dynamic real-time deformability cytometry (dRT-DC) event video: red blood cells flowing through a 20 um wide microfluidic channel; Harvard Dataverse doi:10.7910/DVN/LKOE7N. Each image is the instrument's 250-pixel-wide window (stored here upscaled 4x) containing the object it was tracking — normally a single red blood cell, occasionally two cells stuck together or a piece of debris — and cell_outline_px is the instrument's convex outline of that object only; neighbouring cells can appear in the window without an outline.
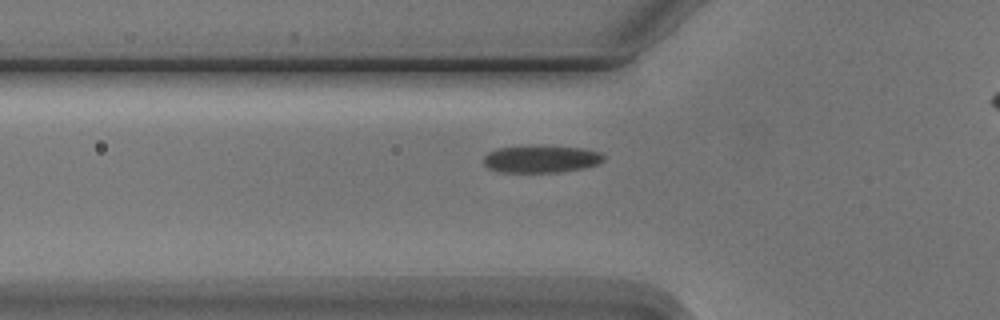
{"species": "Egyptian fruit bat (a non-hibernating species)", "species_latin": "Rousettus aegyptiacus", "temperature_condition": "cold", "stored_images_in_passage": 5, "camera_frame_rate_fps": 3000, "um_per_image_px": 0.085, "animal": {"sex": "male"}, "frame": {"image": 1, "passage_image": 5, "time_ms": 5.667, "image_size_px": [1000, 320], "cell_outline_px": [[604, 160], [600, 164], [584, 168], [556, 172], [500, 172], [488, 168], [484, 164], [484, 156], [488, 152], [496, 148], [532, 144], [584, 148], [600, 152], [604, 156]], "centroid_in_image_um": [45.99, 13.49], "position_along_channel_um": 79.8, "area_um2": 19.65}}